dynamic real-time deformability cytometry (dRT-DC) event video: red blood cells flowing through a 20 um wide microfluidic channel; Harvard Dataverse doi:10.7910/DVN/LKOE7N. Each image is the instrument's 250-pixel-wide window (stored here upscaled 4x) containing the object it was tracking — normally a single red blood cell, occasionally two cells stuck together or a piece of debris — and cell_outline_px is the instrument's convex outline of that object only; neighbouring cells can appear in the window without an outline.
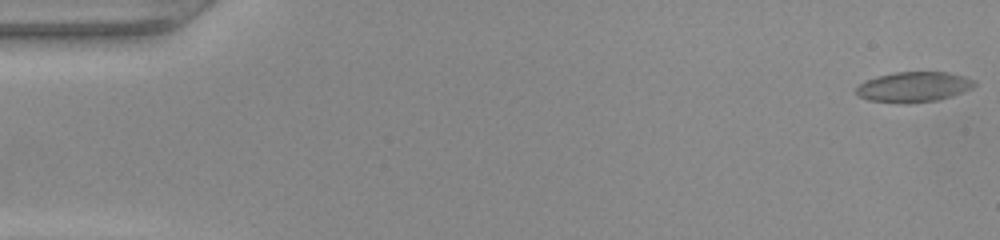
{"species": "common noctule bat (a hibernating species)", "species_latin": "Nyctalus noctula", "temperature_condition": "warm", "stored_images_in_passage": 49, "camera_frame_rate_fps": 3000, "um_per_image_px": 0.085, "animal": {"sex": "female", "body_mass_g": 22.0, "forearm_length_mm": 56.7}, "frame": {"image": 1, "passage_image": 1, "time_ms": 0.0, "image_size_px": [1000, 240], "cell_outline_px": [[976, 84], [972, 88], [952, 96], [936, 100], [868, 100], [860, 96], [856, 92], [856, 88], [864, 80], [876, 76], [896, 72], [948, 72], [964, 76], [976, 80]], "centroid_in_image_um": [77.71, 7.32], "position_along_channel_um": 7.3, "area_um2": 19.94}}
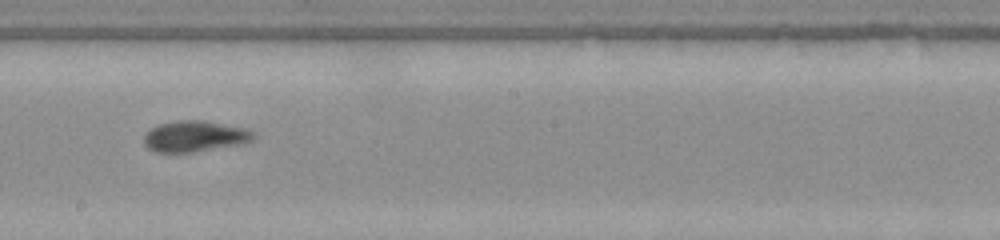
{"frame": {"image": 2, "passage_image": 28, "time_ms": 9.0, "image_size_px": [1000, 240], "cell_outline_px": [[256, 136], [252, 140], [244, 144], [192, 152], [156, 152], [148, 148], [144, 144], [144, 136], [152, 128], [160, 124], [180, 120], [200, 120], [244, 128], [256, 132]], "centroid_in_image_um": [16.59, 11.59], "position_along_channel_um": 231.6, "area_um2": 19.65}}
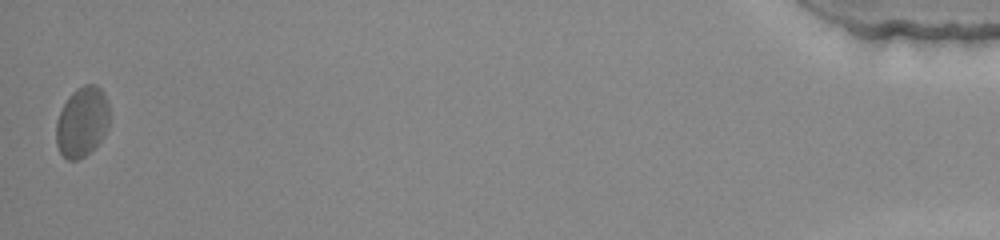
{"frame": {"image": 3, "passage_image": 49, "time_ms": 16.0, "image_size_px": [1000, 240], "cell_outline_px": [[108, 124], [104, 136], [84, 156], [76, 160], [68, 160], [60, 152], [56, 144], [56, 120], [68, 96], [72, 92], [84, 84], [96, 84], [100, 88], [108, 104]], "centroid_in_image_um": [6.95, 10.35], "position_along_channel_um": 428.2, "area_um2": 21.5}}